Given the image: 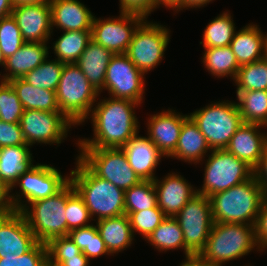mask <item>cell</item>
Listing matches in <instances>:
<instances>
[{"label": "cell", "instance_id": "obj_20", "mask_svg": "<svg viewBox=\"0 0 267 266\" xmlns=\"http://www.w3.org/2000/svg\"><path fill=\"white\" fill-rule=\"evenodd\" d=\"M262 128L265 126L256 123H243L225 149L254 168L267 146V132L262 133Z\"/></svg>", "mask_w": 267, "mask_h": 266}, {"label": "cell", "instance_id": "obj_50", "mask_svg": "<svg viewBox=\"0 0 267 266\" xmlns=\"http://www.w3.org/2000/svg\"><path fill=\"white\" fill-rule=\"evenodd\" d=\"M14 211L11 203V188L0 177V215Z\"/></svg>", "mask_w": 267, "mask_h": 266}, {"label": "cell", "instance_id": "obj_16", "mask_svg": "<svg viewBox=\"0 0 267 266\" xmlns=\"http://www.w3.org/2000/svg\"><path fill=\"white\" fill-rule=\"evenodd\" d=\"M189 115L174 109L162 110L147 119V137L159 152L169 158L175 151L183 122Z\"/></svg>", "mask_w": 267, "mask_h": 266}, {"label": "cell", "instance_id": "obj_11", "mask_svg": "<svg viewBox=\"0 0 267 266\" xmlns=\"http://www.w3.org/2000/svg\"><path fill=\"white\" fill-rule=\"evenodd\" d=\"M147 19L137 28L125 55L143 74L157 67L170 41V29Z\"/></svg>", "mask_w": 267, "mask_h": 266}, {"label": "cell", "instance_id": "obj_43", "mask_svg": "<svg viewBox=\"0 0 267 266\" xmlns=\"http://www.w3.org/2000/svg\"><path fill=\"white\" fill-rule=\"evenodd\" d=\"M67 236L70 230L88 226L93 221L83 199L75 191L68 199L66 206ZM90 221V222H89Z\"/></svg>", "mask_w": 267, "mask_h": 266}, {"label": "cell", "instance_id": "obj_29", "mask_svg": "<svg viewBox=\"0 0 267 266\" xmlns=\"http://www.w3.org/2000/svg\"><path fill=\"white\" fill-rule=\"evenodd\" d=\"M9 82L16 91L24 110L60 112L56 91L36 88L23 78H14Z\"/></svg>", "mask_w": 267, "mask_h": 266}, {"label": "cell", "instance_id": "obj_41", "mask_svg": "<svg viewBox=\"0 0 267 266\" xmlns=\"http://www.w3.org/2000/svg\"><path fill=\"white\" fill-rule=\"evenodd\" d=\"M128 217L134 237L135 233H139L145 240L166 218L158 206L143 211L131 212Z\"/></svg>", "mask_w": 267, "mask_h": 266}, {"label": "cell", "instance_id": "obj_31", "mask_svg": "<svg viewBox=\"0 0 267 266\" xmlns=\"http://www.w3.org/2000/svg\"><path fill=\"white\" fill-rule=\"evenodd\" d=\"M202 62L204 68L214 78L230 77L235 80L240 65L230 46L204 48Z\"/></svg>", "mask_w": 267, "mask_h": 266}, {"label": "cell", "instance_id": "obj_42", "mask_svg": "<svg viewBox=\"0 0 267 266\" xmlns=\"http://www.w3.org/2000/svg\"><path fill=\"white\" fill-rule=\"evenodd\" d=\"M0 266H49L47 246L37 242L21 256H4L0 258Z\"/></svg>", "mask_w": 267, "mask_h": 266}, {"label": "cell", "instance_id": "obj_46", "mask_svg": "<svg viewBox=\"0 0 267 266\" xmlns=\"http://www.w3.org/2000/svg\"><path fill=\"white\" fill-rule=\"evenodd\" d=\"M119 2V12L138 14L146 19L153 12V0H119Z\"/></svg>", "mask_w": 267, "mask_h": 266}, {"label": "cell", "instance_id": "obj_14", "mask_svg": "<svg viewBox=\"0 0 267 266\" xmlns=\"http://www.w3.org/2000/svg\"><path fill=\"white\" fill-rule=\"evenodd\" d=\"M145 74L125 54H115L106 70L104 88L115 99L141 104L145 97Z\"/></svg>", "mask_w": 267, "mask_h": 266}, {"label": "cell", "instance_id": "obj_45", "mask_svg": "<svg viewBox=\"0 0 267 266\" xmlns=\"http://www.w3.org/2000/svg\"><path fill=\"white\" fill-rule=\"evenodd\" d=\"M48 256H71L81 254L79 247L69 236L55 237L46 243Z\"/></svg>", "mask_w": 267, "mask_h": 266}, {"label": "cell", "instance_id": "obj_4", "mask_svg": "<svg viewBox=\"0 0 267 266\" xmlns=\"http://www.w3.org/2000/svg\"><path fill=\"white\" fill-rule=\"evenodd\" d=\"M214 223L255 225L265 200L256 179H251L209 197Z\"/></svg>", "mask_w": 267, "mask_h": 266}, {"label": "cell", "instance_id": "obj_19", "mask_svg": "<svg viewBox=\"0 0 267 266\" xmlns=\"http://www.w3.org/2000/svg\"><path fill=\"white\" fill-rule=\"evenodd\" d=\"M157 194V206L166 217H175L187 202L197 194V187L189 184L179 173H168L153 180Z\"/></svg>", "mask_w": 267, "mask_h": 266}, {"label": "cell", "instance_id": "obj_52", "mask_svg": "<svg viewBox=\"0 0 267 266\" xmlns=\"http://www.w3.org/2000/svg\"><path fill=\"white\" fill-rule=\"evenodd\" d=\"M160 5L174 10V14L177 13L178 0H153V12L155 9L160 8Z\"/></svg>", "mask_w": 267, "mask_h": 266}, {"label": "cell", "instance_id": "obj_49", "mask_svg": "<svg viewBox=\"0 0 267 266\" xmlns=\"http://www.w3.org/2000/svg\"><path fill=\"white\" fill-rule=\"evenodd\" d=\"M253 177L260 185L264 198L267 199V146L264 148L258 164L253 168Z\"/></svg>", "mask_w": 267, "mask_h": 266}, {"label": "cell", "instance_id": "obj_56", "mask_svg": "<svg viewBox=\"0 0 267 266\" xmlns=\"http://www.w3.org/2000/svg\"><path fill=\"white\" fill-rule=\"evenodd\" d=\"M4 65H5V58L3 57L2 52L0 50V66H3L4 68Z\"/></svg>", "mask_w": 267, "mask_h": 266}, {"label": "cell", "instance_id": "obj_55", "mask_svg": "<svg viewBox=\"0 0 267 266\" xmlns=\"http://www.w3.org/2000/svg\"><path fill=\"white\" fill-rule=\"evenodd\" d=\"M50 0H11L13 8L21 5L49 3Z\"/></svg>", "mask_w": 267, "mask_h": 266}, {"label": "cell", "instance_id": "obj_30", "mask_svg": "<svg viewBox=\"0 0 267 266\" xmlns=\"http://www.w3.org/2000/svg\"><path fill=\"white\" fill-rule=\"evenodd\" d=\"M145 241L162 253L182 249L184 258L194 257L185 248L183 231L174 217H166Z\"/></svg>", "mask_w": 267, "mask_h": 266}, {"label": "cell", "instance_id": "obj_26", "mask_svg": "<svg viewBox=\"0 0 267 266\" xmlns=\"http://www.w3.org/2000/svg\"><path fill=\"white\" fill-rule=\"evenodd\" d=\"M114 55L91 39L75 63L99 94L103 92L107 66Z\"/></svg>", "mask_w": 267, "mask_h": 266}, {"label": "cell", "instance_id": "obj_22", "mask_svg": "<svg viewBox=\"0 0 267 266\" xmlns=\"http://www.w3.org/2000/svg\"><path fill=\"white\" fill-rule=\"evenodd\" d=\"M51 28L62 31L91 30L94 15L79 0H50Z\"/></svg>", "mask_w": 267, "mask_h": 266}, {"label": "cell", "instance_id": "obj_34", "mask_svg": "<svg viewBox=\"0 0 267 266\" xmlns=\"http://www.w3.org/2000/svg\"><path fill=\"white\" fill-rule=\"evenodd\" d=\"M231 13L226 10L208 23L203 32V48L228 46L236 32V27Z\"/></svg>", "mask_w": 267, "mask_h": 266}, {"label": "cell", "instance_id": "obj_24", "mask_svg": "<svg viewBox=\"0 0 267 266\" xmlns=\"http://www.w3.org/2000/svg\"><path fill=\"white\" fill-rule=\"evenodd\" d=\"M229 46L240 66L253 63L265 57L266 34L259 25L249 23L235 32Z\"/></svg>", "mask_w": 267, "mask_h": 266}, {"label": "cell", "instance_id": "obj_25", "mask_svg": "<svg viewBox=\"0 0 267 266\" xmlns=\"http://www.w3.org/2000/svg\"><path fill=\"white\" fill-rule=\"evenodd\" d=\"M208 151L210 153L211 148L205 136L200 132L198 125L189 116L183 122L176 149L170 157L197 165L205 160Z\"/></svg>", "mask_w": 267, "mask_h": 266}, {"label": "cell", "instance_id": "obj_54", "mask_svg": "<svg viewBox=\"0 0 267 266\" xmlns=\"http://www.w3.org/2000/svg\"><path fill=\"white\" fill-rule=\"evenodd\" d=\"M183 260L184 262L182 261L179 266H211L210 264L202 261L198 256L185 258Z\"/></svg>", "mask_w": 267, "mask_h": 266}, {"label": "cell", "instance_id": "obj_17", "mask_svg": "<svg viewBox=\"0 0 267 266\" xmlns=\"http://www.w3.org/2000/svg\"><path fill=\"white\" fill-rule=\"evenodd\" d=\"M37 242L20 211L0 215V258L21 256Z\"/></svg>", "mask_w": 267, "mask_h": 266}, {"label": "cell", "instance_id": "obj_39", "mask_svg": "<svg viewBox=\"0 0 267 266\" xmlns=\"http://www.w3.org/2000/svg\"><path fill=\"white\" fill-rule=\"evenodd\" d=\"M24 108L9 81L0 80V120L19 123Z\"/></svg>", "mask_w": 267, "mask_h": 266}, {"label": "cell", "instance_id": "obj_57", "mask_svg": "<svg viewBox=\"0 0 267 266\" xmlns=\"http://www.w3.org/2000/svg\"><path fill=\"white\" fill-rule=\"evenodd\" d=\"M265 57L267 58V34H266V48H265Z\"/></svg>", "mask_w": 267, "mask_h": 266}, {"label": "cell", "instance_id": "obj_32", "mask_svg": "<svg viewBox=\"0 0 267 266\" xmlns=\"http://www.w3.org/2000/svg\"><path fill=\"white\" fill-rule=\"evenodd\" d=\"M62 32L52 45L55 59L64 64L76 63L91 40V30Z\"/></svg>", "mask_w": 267, "mask_h": 266}, {"label": "cell", "instance_id": "obj_18", "mask_svg": "<svg viewBox=\"0 0 267 266\" xmlns=\"http://www.w3.org/2000/svg\"><path fill=\"white\" fill-rule=\"evenodd\" d=\"M12 16L25 42L49 43L53 33L50 3L17 6Z\"/></svg>", "mask_w": 267, "mask_h": 266}, {"label": "cell", "instance_id": "obj_8", "mask_svg": "<svg viewBox=\"0 0 267 266\" xmlns=\"http://www.w3.org/2000/svg\"><path fill=\"white\" fill-rule=\"evenodd\" d=\"M69 177L49 164H32L11 188L13 209L21 212L28 204L55 195L69 182ZM17 186L20 190L12 193Z\"/></svg>", "mask_w": 267, "mask_h": 266}, {"label": "cell", "instance_id": "obj_36", "mask_svg": "<svg viewBox=\"0 0 267 266\" xmlns=\"http://www.w3.org/2000/svg\"><path fill=\"white\" fill-rule=\"evenodd\" d=\"M125 214L157 207V194L153 180H141L125 190Z\"/></svg>", "mask_w": 267, "mask_h": 266}, {"label": "cell", "instance_id": "obj_53", "mask_svg": "<svg viewBox=\"0 0 267 266\" xmlns=\"http://www.w3.org/2000/svg\"><path fill=\"white\" fill-rule=\"evenodd\" d=\"M12 10L11 0H0V18L11 15Z\"/></svg>", "mask_w": 267, "mask_h": 266}, {"label": "cell", "instance_id": "obj_5", "mask_svg": "<svg viewBox=\"0 0 267 266\" xmlns=\"http://www.w3.org/2000/svg\"><path fill=\"white\" fill-rule=\"evenodd\" d=\"M75 192L69 181L51 197L28 204L21 213L29 229L40 243H48L52 238L67 236V199Z\"/></svg>", "mask_w": 267, "mask_h": 266}, {"label": "cell", "instance_id": "obj_38", "mask_svg": "<svg viewBox=\"0 0 267 266\" xmlns=\"http://www.w3.org/2000/svg\"><path fill=\"white\" fill-rule=\"evenodd\" d=\"M64 63L57 59H46L42 64L28 72L23 79L36 88L56 91Z\"/></svg>", "mask_w": 267, "mask_h": 266}, {"label": "cell", "instance_id": "obj_15", "mask_svg": "<svg viewBox=\"0 0 267 266\" xmlns=\"http://www.w3.org/2000/svg\"><path fill=\"white\" fill-rule=\"evenodd\" d=\"M119 14L106 19L94 16L91 27V39L113 54H125L135 31L146 20L134 13Z\"/></svg>", "mask_w": 267, "mask_h": 266}, {"label": "cell", "instance_id": "obj_2", "mask_svg": "<svg viewBox=\"0 0 267 266\" xmlns=\"http://www.w3.org/2000/svg\"><path fill=\"white\" fill-rule=\"evenodd\" d=\"M75 162L69 181L83 199L93 221L125 214V191L96 176L78 157Z\"/></svg>", "mask_w": 267, "mask_h": 266}, {"label": "cell", "instance_id": "obj_1", "mask_svg": "<svg viewBox=\"0 0 267 266\" xmlns=\"http://www.w3.org/2000/svg\"><path fill=\"white\" fill-rule=\"evenodd\" d=\"M96 104L86 118L92 121L93 137L78 138V148H122L139 133L135 108L141 104L112 97L99 99Z\"/></svg>", "mask_w": 267, "mask_h": 266}, {"label": "cell", "instance_id": "obj_9", "mask_svg": "<svg viewBox=\"0 0 267 266\" xmlns=\"http://www.w3.org/2000/svg\"><path fill=\"white\" fill-rule=\"evenodd\" d=\"M207 158L202 188L196 189L198 194L209 198L253 177V168L226 149L211 150Z\"/></svg>", "mask_w": 267, "mask_h": 266}, {"label": "cell", "instance_id": "obj_40", "mask_svg": "<svg viewBox=\"0 0 267 266\" xmlns=\"http://www.w3.org/2000/svg\"><path fill=\"white\" fill-rule=\"evenodd\" d=\"M25 43L15 18H0V50L5 59L17 52Z\"/></svg>", "mask_w": 267, "mask_h": 266}, {"label": "cell", "instance_id": "obj_7", "mask_svg": "<svg viewBox=\"0 0 267 266\" xmlns=\"http://www.w3.org/2000/svg\"><path fill=\"white\" fill-rule=\"evenodd\" d=\"M189 113L211 150L225 149L244 123L235 101L222 100Z\"/></svg>", "mask_w": 267, "mask_h": 266}, {"label": "cell", "instance_id": "obj_6", "mask_svg": "<svg viewBox=\"0 0 267 266\" xmlns=\"http://www.w3.org/2000/svg\"><path fill=\"white\" fill-rule=\"evenodd\" d=\"M99 95L75 63L64 64L56 98L60 112L75 126L87 121Z\"/></svg>", "mask_w": 267, "mask_h": 266}, {"label": "cell", "instance_id": "obj_3", "mask_svg": "<svg viewBox=\"0 0 267 266\" xmlns=\"http://www.w3.org/2000/svg\"><path fill=\"white\" fill-rule=\"evenodd\" d=\"M259 252L255 225L214 223L204 250L199 258L211 266H224L227 262L244 257L252 250Z\"/></svg>", "mask_w": 267, "mask_h": 266}, {"label": "cell", "instance_id": "obj_48", "mask_svg": "<svg viewBox=\"0 0 267 266\" xmlns=\"http://www.w3.org/2000/svg\"><path fill=\"white\" fill-rule=\"evenodd\" d=\"M49 266H90V260L83 254L71 256H48Z\"/></svg>", "mask_w": 267, "mask_h": 266}, {"label": "cell", "instance_id": "obj_47", "mask_svg": "<svg viewBox=\"0 0 267 266\" xmlns=\"http://www.w3.org/2000/svg\"><path fill=\"white\" fill-rule=\"evenodd\" d=\"M256 239L261 252L267 249V199L261 205L255 224Z\"/></svg>", "mask_w": 267, "mask_h": 266}, {"label": "cell", "instance_id": "obj_44", "mask_svg": "<svg viewBox=\"0 0 267 266\" xmlns=\"http://www.w3.org/2000/svg\"><path fill=\"white\" fill-rule=\"evenodd\" d=\"M27 145L19 123L0 120V148Z\"/></svg>", "mask_w": 267, "mask_h": 266}, {"label": "cell", "instance_id": "obj_21", "mask_svg": "<svg viewBox=\"0 0 267 266\" xmlns=\"http://www.w3.org/2000/svg\"><path fill=\"white\" fill-rule=\"evenodd\" d=\"M122 150L129 165L141 180L156 178V168L164 156L147 136L138 133L122 147Z\"/></svg>", "mask_w": 267, "mask_h": 266}, {"label": "cell", "instance_id": "obj_33", "mask_svg": "<svg viewBox=\"0 0 267 266\" xmlns=\"http://www.w3.org/2000/svg\"><path fill=\"white\" fill-rule=\"evenodd\" d=\"M237 106L244 123H256L267 128V91H236Z\"/></svg>", "mask_w": 267, "mask_h": 266}, {"label": "cell", "instance_id": "obj_12", "mask_svg": "<svg viewBox=\"0 0 267 266\" xmlns=\"http://www.w3.org/2000/svg\"><path fill=\"white\" fill-rule=\"evenodd\" d=\"M174 218L183 231L185 248L194 257L199 256L214 225L210 199L197 193Z\"/></svg>", "mask_w": 267, "mask_h": 266}, {"label": "cell", "instance_id": "obj_51", "mask_svg": "<svg viewBox=\"0 0 267 266\" xmlns=\"http://www.w3.org/2000/svg\"><path fill=\"white\" fill-rule=\"evenodd\" d=\"M214 0H178L177 13L181 10H187L189 8H201L209 4Z\"/></svg>", "mask_w": 267, "mask_h": 266}, {"label": "cell", "instance_id": "obj_10", "mask_svg": "<svg viewBox=\"0 0 267 266\" xmlns=\"http://www.w3.org/2000/svg\"><path fill=\"white\" fill-rule=\"evenodd\" d=\"M77 156L96 176L122 190H128L141 179L127 161L122 148H79Z\"/></svg>", "mask_w": 267, "mask_h": 266}, {"label": "cell", "instance_id": "obj_28", "mask_svg": "<svg viewBox=\"0 0 267 266\" xmlns=\"http://www.w3.org/2000/svg\"><path fill=\"white\" fill-rule=\"evenodd\" d=\"M28 145L0 148V177L10 188L19 176L33 164V156Z\"/></svg>", "mask_w": 267, "mask_h": 266}, {"label": "cell", "instance_id": "obj_23", "mask_svg": "<svg viewBox=\"0 0 267 266\" xmlns=\"http://www.w3.org/2000/svg\"><path fill=\"white\" fill-rule=\"evenodd\" d=\"M48 43L25 42L13 55L5 59V74H0V80L10 81L23 78L28 72L42 64L49 56Z\"/></svg>", "mask_w": 267, "mask_h": 266}, {"label": "cell", "instance_id": "obj_27", "mask_svg": "<svg viewBox=\"0 0 267 266\" xmlns=\"http://www.w3.org/2000/svg\"><path fill=\"white\" fill-rule=\"evenodd\" d=\"M96 227L111 256L126 250L134 241L130 220L126 214L97 220Z\"/></svg>", "mask_w": 267, "mask_h": 266}, {"label": "cell", "instance_id": "obj_37", "mask_svg": "<svg viewBox=\"0 0 267 266\" xmlns=\"http://www.w3.org/2000/svg\"><path fill=\"white\" fill-rule=\"evenodd\" d=\"M234 83L236 91H267V58L241 65Z\"/></svg>", "mask_w": 267, "mask_h": 266}, {"label": "cell", "instance_id": "obj_13", "mask_svg": "<svg viewBox=\"0 0 267 266\" xmlns=\"http://www.w3.org/2000/svg\"><path fill=\"white\" fill-rule=\"evenodd\" d=\"M28 146L35 144H57L59 146L71 126L75 125L62 112L24 110L19 121Z\"/></svg>", "mask_w": 267, "mask_h": 266}, {"label": "cell", "instance_id": "obj_35", "mask_svg": "<svg viewBox=\"0 0 267 266\" xmlns=\"http://www.w3.org/2000/svg\"><path fill=\"white\" fill-rule=\"evenodd\" d=\"M68 236L89 260L103 255H111L96 225L90 224L85 227L72 229L69 231Z\"/></svg>", "mask_w": 267, "mask_h": 266}]
</instances>
